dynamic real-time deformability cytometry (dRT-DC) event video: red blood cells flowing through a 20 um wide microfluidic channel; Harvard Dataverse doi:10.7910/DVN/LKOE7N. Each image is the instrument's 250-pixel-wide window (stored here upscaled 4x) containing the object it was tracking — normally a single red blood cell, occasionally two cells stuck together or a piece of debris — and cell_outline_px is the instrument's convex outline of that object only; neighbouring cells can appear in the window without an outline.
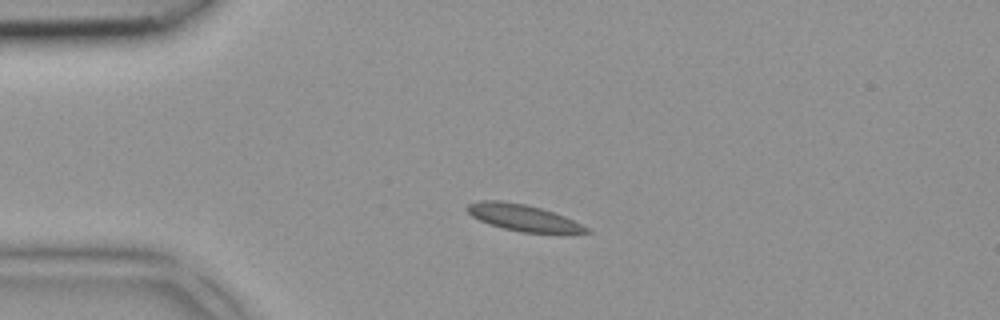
{"species": "common noctule bat (a hibernating species)", "species_latin": "Nyctalus noctula", "temperature_condition": "room temperature", "stored_images_in_passage": 4, "camera_frame_rate_fps": 3000, "um_per_image_px": 0.085, "animal": {"sex": "female", "body_mass_g": 18.4}, "frame": {"image": 1, "passage_image": 1, "time_ms": 0.0, "image_size_px": [1000, 320], "cell_outline_px": [[592, 232], [564, 236], [520, 232], [488, 224], [472, 216], [464, 208], [468, 204], [480, 200], [500, 200], [524, 204], [540, 208], [564, 216], [588, 228]], "centroid_in_image_um": [44.54, 18.55], "position_along_channel_um": 40.5, "area_um2": 19.02}}